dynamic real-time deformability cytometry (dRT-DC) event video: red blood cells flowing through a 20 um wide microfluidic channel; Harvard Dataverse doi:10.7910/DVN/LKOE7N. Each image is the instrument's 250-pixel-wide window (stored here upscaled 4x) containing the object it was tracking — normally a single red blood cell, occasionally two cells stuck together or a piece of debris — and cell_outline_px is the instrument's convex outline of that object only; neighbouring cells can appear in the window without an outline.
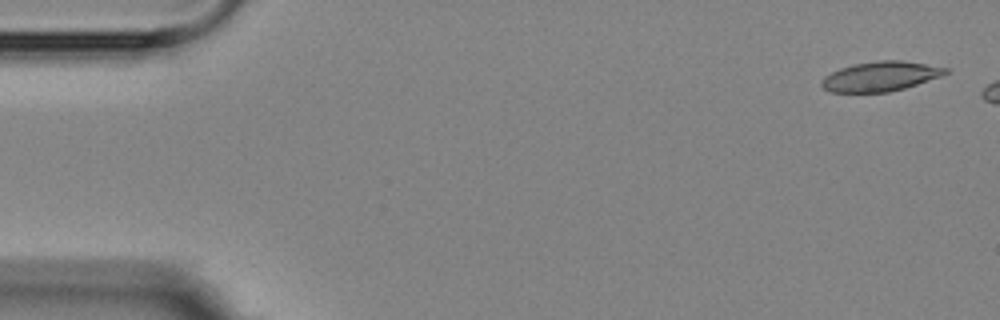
{"species": "Egyptian fruit bat (a non-hibernating species)", "species_latin": "Rousettus aegyptiacus", "temperature_condition": "room temperature", "stored_images_in_passage": 3, "camera_frame_rate_fps": 3000, "um_per_image_px": 0.085, "animal": {"sex": "female"}, "frame": {"image": 1, "passage_image": 1, "time_ms": 0.0, "image_size_px": [1000, 320], "cell_outline_px": [[948, 72], [940, 76], [904, 88], [888, 92], [828, 92], [820, 84], [820, 80], [824, 76], [840, 68], [852, 64], [880, 60], [900, 60], [948, 68]], "centroid_in_image_um": [74.77, 6.49], "position_along_channel_um": 10.2, "area_um2": 21.27}}